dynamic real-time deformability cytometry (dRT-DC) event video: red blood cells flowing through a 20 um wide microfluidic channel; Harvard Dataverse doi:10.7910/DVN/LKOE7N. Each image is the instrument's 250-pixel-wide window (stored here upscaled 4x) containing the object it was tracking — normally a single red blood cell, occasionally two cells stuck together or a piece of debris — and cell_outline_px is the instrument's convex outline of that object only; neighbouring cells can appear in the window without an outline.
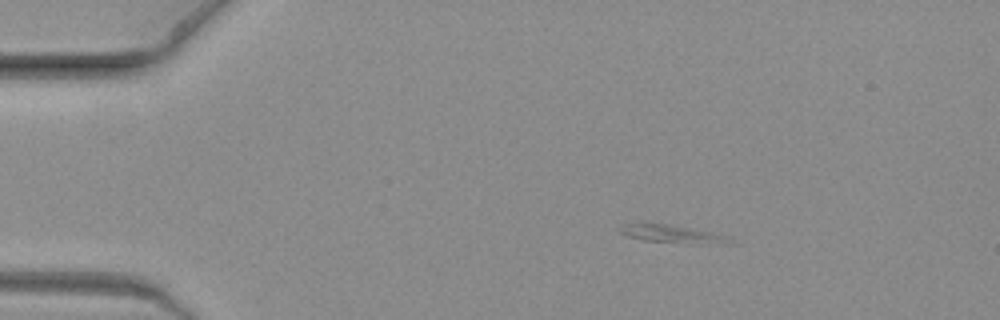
{"species": "common noctule bat (a hibernating species)", "species_latin": "Nyctalus noctula", "temperature_condition": "warm", "stored_images_in_passage": 9, "camera_frame_rate_fps": 3000, "um_per_image_px": 0.085, "animal": {"sex": "female", "body_mass_g": 19.3, "forearm_length_mm": 54.1}, "frame": {"image": 1, "passage_image": 3, "time_ms": 0.667, "image_size_px": [1000, 320], "cell_outline_px": [[732, 244], [688, 244], [644, 240], [628, 236], [620, 232], [616, 228], [624, 224], [668, 224], [728, 236], [732, 240]], "centroid_in_image_um": [57.17, 19.92], "position_along_channel_um": 27.8, "area_um2": 11.33}}
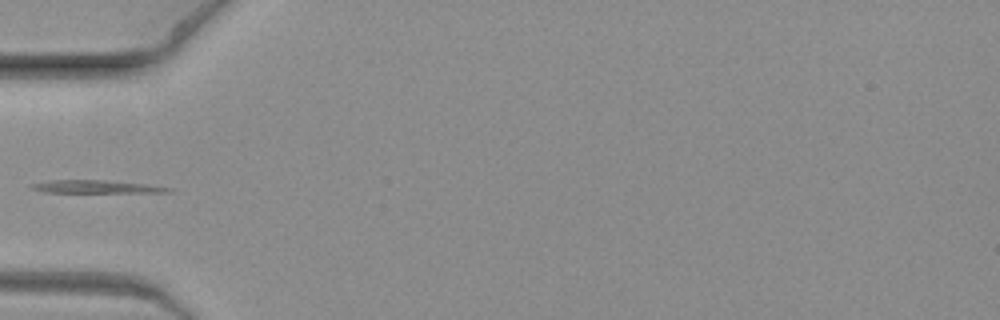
{"frame": {"image": 2, "passage_image": 7, "time_ms": 2.0, "image_size_px": [1000, 320], "cell_outline_px": [[176, 188], [172, 192], [44, 192], [32, 188], [28, 184], [48, 180], [104, 180], [148, 184]], "centroid_in_image_um": [8.21, 15.86], "position_along_channel_um": 76.8, "area_um2": 10.29}}
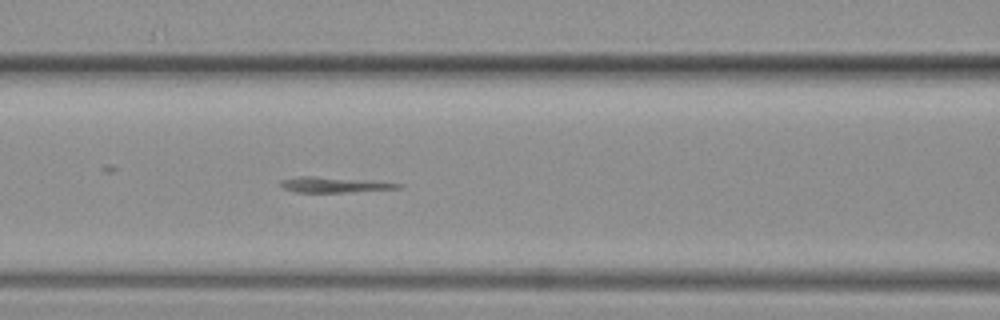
{"frame": {"image": 3, "passage_image": 9, "time_ms": 2.667, "image_size_px": [1000, 320], "cell_outline_px": [[404, 184], [400, 188], [352, 192], [292, 192], [284, 188], [280, 184], [280, 180], [300, 176], [312, 176], [368, 180]], "centroid_in_image_um": [28.39, 15.7], "position_along_channel_um": 138.2, "area_um2": 10.52}}